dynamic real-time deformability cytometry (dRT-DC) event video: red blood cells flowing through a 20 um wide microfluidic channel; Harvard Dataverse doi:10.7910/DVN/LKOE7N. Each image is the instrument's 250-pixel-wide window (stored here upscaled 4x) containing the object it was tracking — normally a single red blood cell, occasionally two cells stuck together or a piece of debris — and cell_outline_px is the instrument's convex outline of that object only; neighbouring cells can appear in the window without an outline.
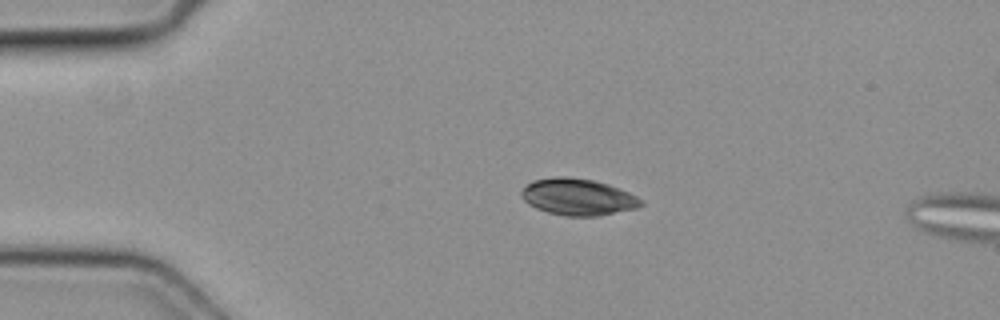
{"species": "common noctule bat (a hibernating species)", "species_latin": "Nyctalus noctula", "temperature_condition": "cold", "stored_images_in_passage": 2, "camera_frame_rate_fps": 3000, "um_per_image_px": 0.085, "animal": {"sex": "female", "body_mass_g": 19.3, "forearm_length_mm": 54.1}, "frame": {"image": 1, "passage_image": 1, "time_ms": 0.0, "image_size_px": [1000, 320], "cell_outline_px": [[644, 204], [636, 208], [596, 216], [564, 216], [548, 212], [536, 208], [528, 204], [520, 196], [520, 192], [532, 180], [556, 176], [568, 176], [596, 180], [620, 188], [644, 200]], "centroid_in_image_um": [49.12, 16.73], "position_along_channel_um": 35.9, "area_um2": 25.72}}